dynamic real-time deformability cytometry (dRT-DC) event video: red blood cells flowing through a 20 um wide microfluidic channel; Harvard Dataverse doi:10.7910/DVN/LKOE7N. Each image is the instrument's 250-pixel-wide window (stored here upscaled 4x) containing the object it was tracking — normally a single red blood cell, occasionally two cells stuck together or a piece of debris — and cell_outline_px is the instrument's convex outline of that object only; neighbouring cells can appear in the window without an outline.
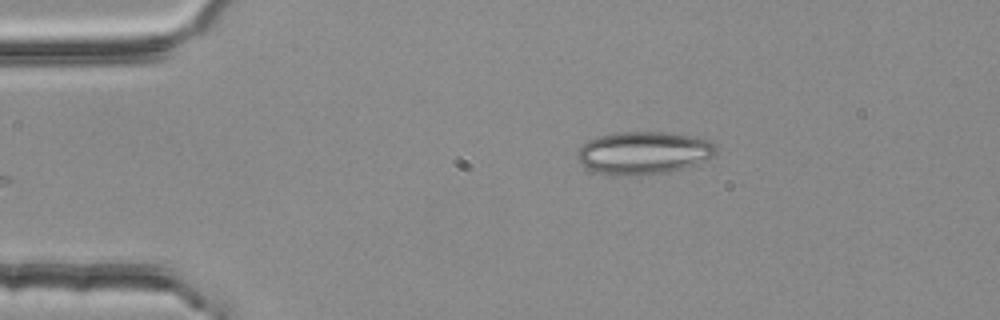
{"species": "common noctule bat (a hibernating species)", "species_latin": "Nyctalus noctula", "temperature_condition": "room temperature", "stored_images_in_passage": 4, "camera_frame_rate_fps": 3000, "um_per_image_px": 0.085, "animal": {"sex": "female", "body_mass_g": 25.1}, "frame": {"image": 1, "passage_image": 4, "time_ms": 1.0, "image_size_px": [1000, 320], "cell_outline_px": [[716, 152], [712, 156], [696, 164], [684, 168], [668, 172], [640, 176], [608, 176], [596, 172], [580, 164], [576, 156], [576, 152], [588, 140], [600, 136], [616, 132], [668, 132], [692, 136], [712, 140], [716, 144]], "centroid_in_image_um": [54.69, 13.01], "position_along_channel_um": 30.3, "area_um2": 35.03}}